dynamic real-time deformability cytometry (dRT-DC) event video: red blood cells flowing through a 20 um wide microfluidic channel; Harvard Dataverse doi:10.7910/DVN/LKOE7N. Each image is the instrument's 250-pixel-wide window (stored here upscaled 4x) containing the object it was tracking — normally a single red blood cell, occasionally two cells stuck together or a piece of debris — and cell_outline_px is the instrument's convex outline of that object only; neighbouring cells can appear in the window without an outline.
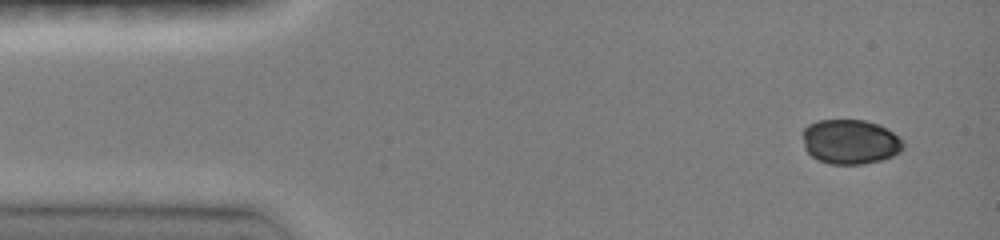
{"species": "common noctule bat (a hibernating species)", "species_latin": "Nyctalus noctula", "temperature_condition": "room temperature", "stored_images_in_passage": 8, "camera_frame_rate_fps": 3000, "um_per_image_px": 0.085, "animal": {"sex": "female", "body_mass_g": 19.0, "forearm_length_mm": 51.5}, "frame": {"image": 1, "passage_image": 1, "time_ms": 0.0, "image_size_px": [1000, 240], "cell_outline_px": [[904, 148], [900, 152], [892, 156], [880, 160], [860, 164], [828, 164], [812, 156], [804, 148], [804, 128], [808, 124], [816, 120], [864, 120], [876, 124], [892, 132], [904, 140]], "centroid_in_image_um": [72.27, 12.05], "position_along_channel_um": 12.7, "area_um2": 26.07}}
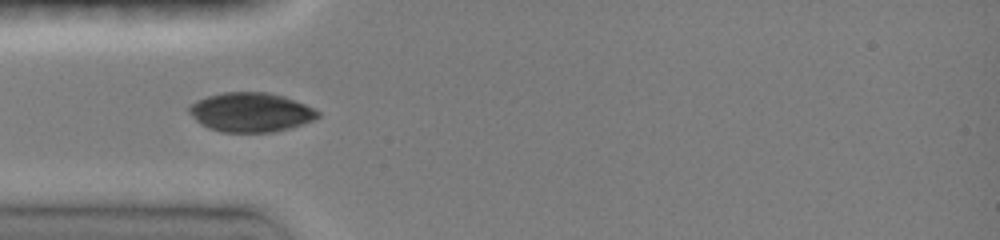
{"frame": {"image": 2, "passage_image": 5, "time_ms": 3.667, "image_size_px": [1000, 240], "cell_outline_px": [[320, 116], [304, 124], [292, 128], [272, 132], [220, 132], [208, 128], [200, 124], [188, 112], [188, 104], [196, 100], [220, 92], [268, 92], [284, 96], [304, 104], [320, 112]], "centroid_in_image_um": [21.28, 9.54], "position_along_channel_um": 63.7, "area_um2": 29.71}}
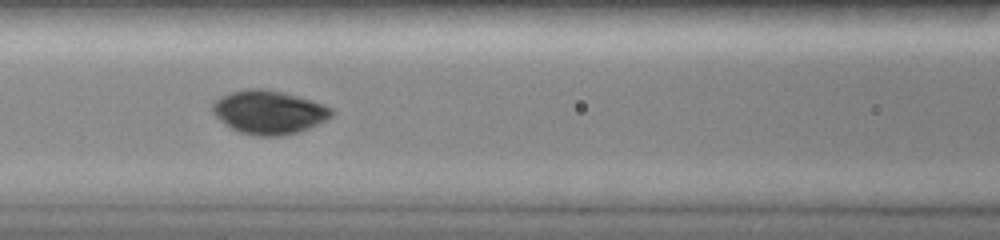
{"frame": {"image": 3, "passage_image": 7, "time_ms": 5.667, "image_size_px": [1000, 240], "cell_outline_px": [[332, 116], [300, 132], [280, 136], [260, 136], [240, 132], [232, 128], [220, 120], [212, 112], [212, 104], [220, 96], [244, 88], [264, 88], [312, 100], [332, 108]], "centroid_in_image_um": [22.83, 9.53], "position_along_channel_um": 143.8, "area_um2": 29.94}}